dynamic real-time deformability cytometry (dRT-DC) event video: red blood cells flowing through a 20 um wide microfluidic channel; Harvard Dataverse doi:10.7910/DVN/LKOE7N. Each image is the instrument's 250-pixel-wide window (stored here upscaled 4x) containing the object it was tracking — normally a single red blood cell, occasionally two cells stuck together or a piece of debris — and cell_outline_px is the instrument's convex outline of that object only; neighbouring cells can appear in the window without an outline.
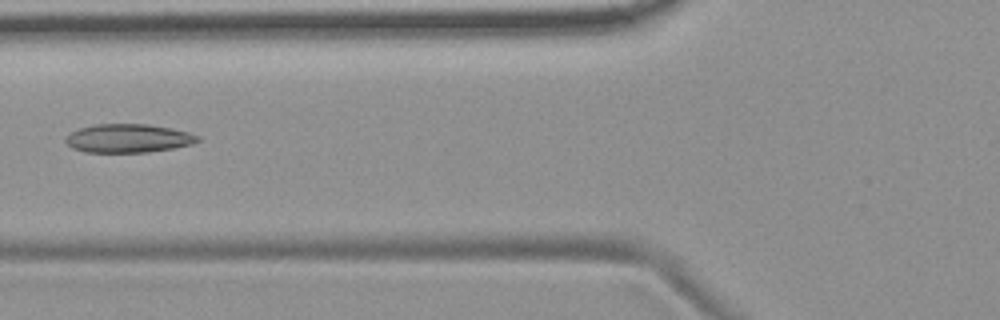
{"species": "common noctule bat (a hibernating species)", "species_latin": "Nyctalus noctula", "temperature_condition": "room temperature", "stored_images_in_passage": 3, "camera_frame_rate_fps": 3000, "um_per_image_px": 0.085, "animal": {"sex": "female", "body_mass_g": 19.9}, "frame": {"image": 1, "passage_image": 3, "time_ms": 2.333, "image_size_px": [1000, 320], "cell_outline_px": [[200, 140], [192, 144], [172, 148], [148, 152], [84, 152], [72, 148], [64, 140], [72, 132], [80, 128], [96, 124], [148, 124], [172, 128], [188, 132], [200, 136]], "centroid_in_image_um": [10.92, 11.75], "position_along_channel_um": 114.9, "area_um2": 21.91}}